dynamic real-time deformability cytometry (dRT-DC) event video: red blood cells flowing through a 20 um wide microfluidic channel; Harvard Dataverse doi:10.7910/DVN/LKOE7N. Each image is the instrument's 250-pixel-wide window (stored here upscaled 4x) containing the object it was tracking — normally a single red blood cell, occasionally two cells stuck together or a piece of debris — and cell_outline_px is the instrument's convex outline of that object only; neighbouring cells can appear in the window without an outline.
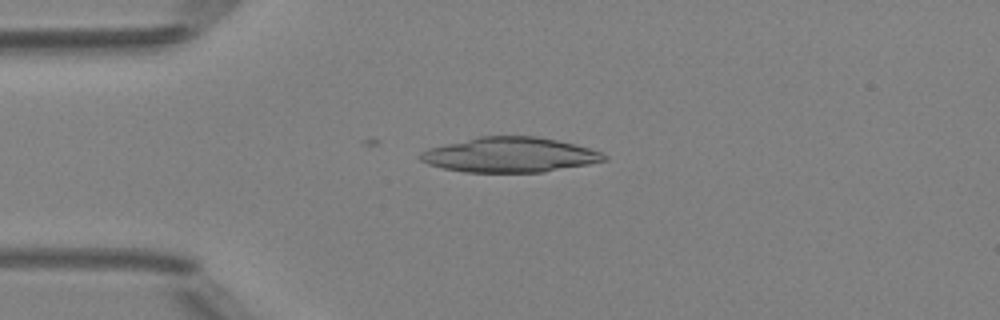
{"species": "Egyptian fruit bat (a non-hibernating species)", "species_latin": "Rousettus aegyptiacus", "temperature_condition": "room temperature", "stored_images_in_passage": 7, "camera_frame_rate_fps": 3000, "um_per_image_px": 0.085, "animal": {"sex": "female"}, "frame": {"image": 1, "passage_image": 5, "time_ms": 4.667, "image_size_px": [1000, 320], "cell_outline_px": [[608, 160], [588, 164], [544, 172], [464, 172], [444, 168], [428, 164], [420, 160], [416, 156], [420, 152], [428, 148], [476, 136], [536, 136], [556, 140], [588, 148], [600, 152], [608, 156]], "centroid_in_image_um": [43.28, 13.16], "position_along_channel_um": 41.7, "area_um2": 37.45}}
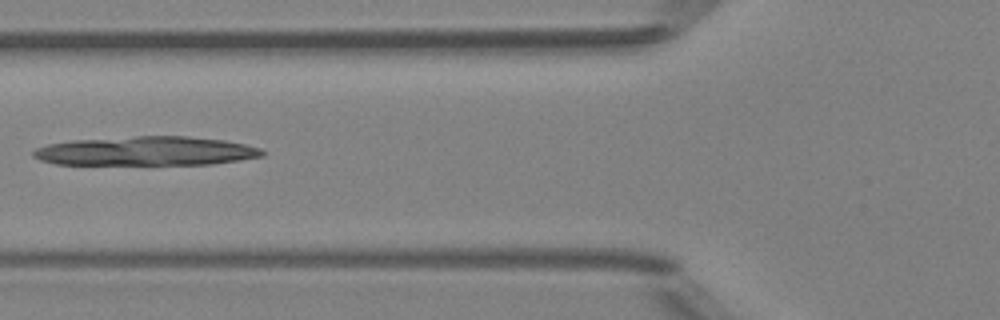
{"frame": {"image": 2, "passage_image": 7, "time_ms": 7.0, "image_size_px": [1000, 320], "cell_outline_px": [[264, 156], [240, 160], [212, 164], [56, 164], [40, 160], [32, 156], [32, 152], [36, 148], [48, 144], [72, 140], [136, 136], [188, 136], [224, 140], [244, 144], [260, 148], [264, 152]], "centroid_in_image_um": [12.42, 12.84], "position_along_channel_um": 113.4, "area_um2": 38.73}}